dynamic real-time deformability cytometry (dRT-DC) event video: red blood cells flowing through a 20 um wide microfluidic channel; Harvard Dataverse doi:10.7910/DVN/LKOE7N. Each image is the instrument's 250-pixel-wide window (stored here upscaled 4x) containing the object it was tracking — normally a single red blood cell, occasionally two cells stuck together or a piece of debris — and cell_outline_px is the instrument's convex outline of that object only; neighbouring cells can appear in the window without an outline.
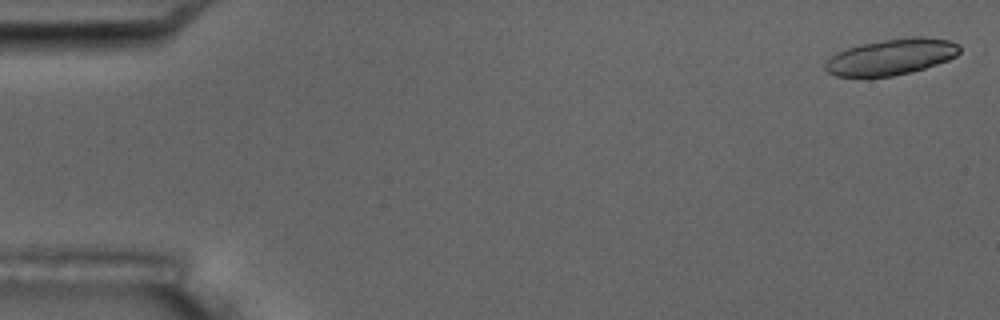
{"species": "common noctule bat (a hibernating species)", "species_latin": "Nyctalus noctula", "temperature_condition": "room temperature", "stored_images_in_passage": 8, "camera_frame_rate_fps": 3000, "um_per_image_px": 0.085, "animal": {"sex": "male", "body_mass_g": 17.5, "forearm_length_mm": 52.3}, "frame": {"image": 1, "passage_image": 1, "time_ms": 0.0, "image_size_px": [1000, 320], "cell_outline_px": [[960, 52], [956, 56], [948, 60], [924, 68], [892, 76], [836, 76], [828, 72], [824, 68], [824, 64], [836, 52], [860, 44], [884, 40], [912, 36], [924, 36], [948, 40], [960, 44]], "centroid_in_image_um": [75.78, 4.82], "position_along_channel_um": 9.2, "area_um2": 28.03}}